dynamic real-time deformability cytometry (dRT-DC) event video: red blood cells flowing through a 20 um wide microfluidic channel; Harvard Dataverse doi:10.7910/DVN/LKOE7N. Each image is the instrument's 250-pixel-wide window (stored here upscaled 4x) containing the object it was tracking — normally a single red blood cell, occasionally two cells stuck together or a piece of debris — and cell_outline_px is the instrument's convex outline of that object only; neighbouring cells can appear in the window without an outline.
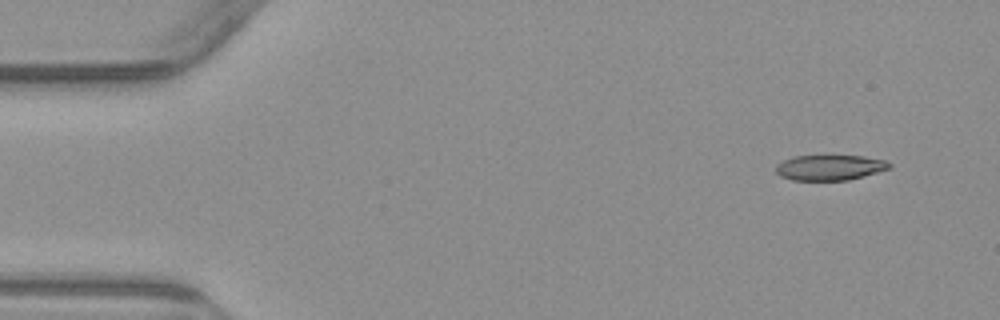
{"species": "common noctule bat (a hibernating species)", "species_latin": "Nyctalus noctula", "temperature_condition": "warm", "stored_images_in_passage": 4, "camera_frame_rate_fps": 3000, "um_per_image_px": 0.085, "animal": {"sex": "male", "body_mass_g": 23.1, "forearm_length_mm": 52.7}, "frame": {"image": 1, "passage_image": 1, "time_ms": 0.0, "image_size_px": [1000, 320], "cell_outline_px": [[892, 168], [848, 180], [792, 180], [780, 176], [776, 172], [776, 164], [792, 156], [828, 152], [864, 156], [884, 160], [892, 164]], "centroid_in_image_um": [70.52, 14.17], "position_along_channel_um": 14.5, "area_um2": 17.8}}
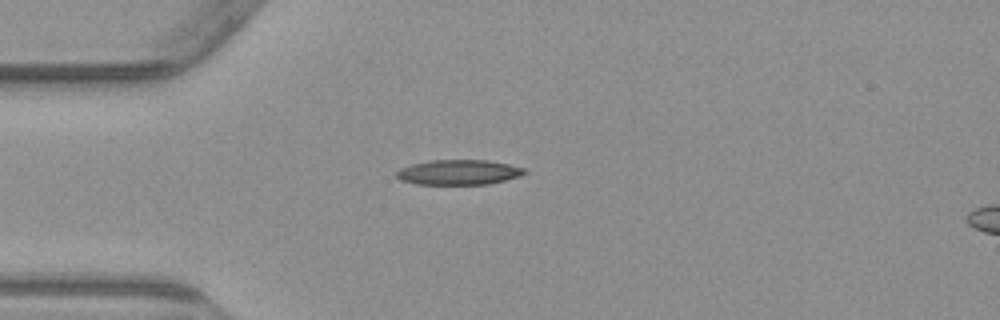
{"frame": {"image": 2, "passage_image": 3, "time_ms": 3.333, "image_size_px": [1000, 320], "cell_outline_px": [[528, 172], [520, 176], [488, 184], [416, 184], [400, 180], [396, 176], [396, 172], [400, 168], [412, 164], [432, 160], [488, 160], [508, 164], [524, 168]], "centroid_in_image_um": [38.98, 14.64], "position_along_channel_um": 46.0, "area_um2": 18.61}}